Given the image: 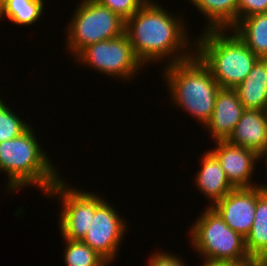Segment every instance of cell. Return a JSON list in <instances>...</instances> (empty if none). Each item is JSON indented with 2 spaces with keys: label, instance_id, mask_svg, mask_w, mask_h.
<instances>
[{
  "label": "cell",
  "instance_id": "obj_1",
  "mask_svg": "<svg viewBox=\"0 0 267 266\" xmlns=\"http://www.w3.org/2000/svg\"><path fill=\"white\" fill-rule=\"evenodd\" d=\"M163 8L156 1L148 0L125 21V34L143 65L162 62L165 58L169 61L167 65H171L195 55V47L191 48L195 41L188 42L184 19L179 15L174 17Z\"/></svg>",
  "mask_w": 267,
  "mask_h": 266
},
{
  "label": "cell",
  "instance_id": "obj_2",
  "mask_svg": "<svg viewBox=\"0 0 267 266\" xmlns=\"http://www.w3.org/2000/svg\"><path fill=\"white\" fill-rule=\"evenodd\" d=\"M34 132L30 126L18 137L0 142V171L8 176L7 191L37 185L45 195L62 177Z\"/></svg>",
  "mask_w": 267,
  "mask_h": 266
},
{
  "label": "cell",
  "instance_id": "obj_3",
  "mask_svg": "<svg viewBox=\"0 0 267 266\" xmlns=\"http://www.w3.org/2000/svg\"><path fill=\"white\" fill-rule=\"evenodd\" d=\"M164 69L170 99L205 127L221 89L210 69L196 54L190 59L164 66Z\"/></svg>",
  "mask_w": 267,
  "mask_h": 266
},
{
  "label": "cell",
  "instance_id": "obj_4",
  "mask_svg": "<svg viewBox=\"0 0 267 266\" xmlns=\"http://www.w3.org/2000/svg\"><path fill=\"white\" fill-rule=\"evenodd\" d=\"M205 30L195 39V54L210 69L220 88L234 89L259 59L231 30Z\"/></svg>",
  "mask_w": 267,
  "mask_h": 266
},
{
  "label": "cell",
  "instance_id": "obj_5",
  "mask_svg": "<svg viewBox=\"0 0 267 266\" xmlns=\"http://www.w3.org/2000/svg\"><path fill=\"white\" fill-rule=\"evenodd\" d=\"M203 211L189 230L193 248L203 257V262L253 263L245 246V238L232 230L209 205Z\"/></svg>",
  "mask_w": 267,
  "mask_h": 266
},
{
  "label": "cell",
  "instance_id": "obj_6",
  "mask_svg": "<svg viewBox=\"0 0 267 266\" xmlns=\"http://www.w3.org/2000/svg\"><path fill=\"white\" fill-rule=\"evenodd\" d=\"M77 6L67 27L65 42L73 57L91 44L125 33V20L96 0H81Z\"/></svg>",
  "mask_w": 267,
  "mask_h": 266
},
{
  "label": "cell",
  "instance_id": "obj_7",
  "mask_svg": "<svg viewBox=\"0 0 267 266\" xmlns=\"http://www.w3.org/2000/svg\"><path fill=\"white\" fill-rule=\"evenodd\" d=\"M71 187L70 184L68 187L61 177L45 196L55 197V199L59 197V201H62L61 206H63L59 215V229L63 236L62 239L79 241L87 234L95 210L105 199L97 193H89Z\"/></svg>",
  "mask_w": 267,
  "mask_h": 266
},
{
  "label": "cell",
  "instance_id": "obj_8",
  "mask_svg": "<svg viewBox=\"0 0 267 266\" xmlns=\"http://www.w3.org/2000/svg\"><path fill=\"white\" fill-rule=\"evenodd\" d=\"M74 59L77 63L90 66L101 74L117 76V79L120 77L123 81L131 80L138 74L139 68L144 66L136 57L125 33L118 38L100 41L83 48Z\"/></svg>",
  "mask_w": 267,
  "mask_h": 266
},
{
  "label": "cell",
  "instance_id": "obj_9",
  "mask_svg": "<svg viewBox=\"0 0 267 266\" xmlns=\"http://www.w3.org/2000/svg\"><path fill=\"white\" fill-rule=\"evenodd\" d=\"M117 213L113 205L105 200L95 210L87 234L82 239L110 264L115 260L119 245L127 230L125 219Z\"/></svg>",
  "mask_w": 267,
  "mask_h": 266
},
{
  "label": "cell",
  "instance_id": "obj_10",
  "mask_svg": "<svg viewBox=\"0 0 267 266\" xmlns=\"http://www.w3.org/2000/svg\"><path fill=\"white\" fill-rule=\"evenodd\" d=\"M257 199L258 186L234 188L212 208L232 230L246 238L253 225Z\"/></svg>",
  "mask_w": 267,
  "mask_h": 266
},
{
  "label": "cell",
  "instance_id": "obj_11",
  "mask_svg": "<svg viewBox=\"0 0 267 266\" xmlns=\"http://www.w3.org/2000/svg\"><path fill=\"white\" fill-rule=\"evenodd\" d=\"M215 149L209 150L220 162L229 182L235 188H250L258 186L252 183L258 154L248 148L230 144L227 140L215 141Z\"/></svg>",
  "mask_w": 267,
  "mask_h": 266
},
{
  "label": "cell",
  "instance_id": "obj_12",
  "mask_svg": "<svg viewBox=\"0 0 267 266\" xmlns=\"http://www.w3.org/2000/svg\"><path fill=\"white\" fill-rule=\"evenodd\" d=\"M245 110L234 89L221 88L215 100L214 111L205 130L214 141L227 140ZM207 128V129H206Z\"/></svg>",
  "mask_w": 267,
  "mask_h": 266
},
{
  "label": "cell",
  "instance_id": "obj_13",
  "mask_svg": "<svg viewBox=\"0 0 267 266\" xmlns=\"http://www.w3.org/2000/svg\"><path fill=\"white\" fill-rule=\"evenodd\" d=\"M227 141L259 154L267 144V111L245 109Z\"/></svg>",
  "mask_w": 267,
  "mask_h": 266
},
{
  "label": "cell",
  "instance_id": "obj_14",
  "mask_svg": "<svg viewBox=\"0 0 267 266\" xmlns=\"http://www.w3.org/2000/svg\"><path fill=\"white\" fill-rule=\"evenodd\" d=\"M201 169L197 171L195 186L211 201L210 207L235 187L229 182L217 158L208 150L203 154Z\"/></svg>",
  "mask_w": 267,
  "mask_h": 266
},
{
  "label": "cell",
  "instance_id": "obj_15",
  "mask_svg": "<svg viewBox=\"0 0 267 266\" xmlns=\"http://www.w3.org/2000/svg\"><path fill=\"white\" fill-rule=\"evenodd\" d=\"M234 90L245 109L267 111V58H259Z\"/></svg>",
  "mask_w": 267,
  "mask_h": 266
},
{
  "label": "cell",
  "instance_id": "obj_16",
  "mask_svg": "<svg viewBox=\"0 0 267 266\" xmlns=\"http://www.w3.org/2000/svg\"><path fill=\"white\" fill-rule=\"evenodd\" d=\"M232 30L259 58H267V12L240 19Z\"/></svg>",
  "mask_w": 267,
  "mask_h": 266
},
{
  "label": "cell",
  "instance_id": "obj_17",
  "mask_svg": "<svg viewBox=\"0 0 267 266\" xmlns=\"http://www.w3.org/2000/svg\"><path fill=\"white\" fill-rule=\"evenodd\" d=\"M208 21L205 30H230L237 23L238 0H189Z\"/></svg>",
  "mask_w": 267,
  "mask_h": 266
},
{
  "label": "cell",
  "instance_id": "obj_18",
  "mask_svg": "<svg viewBox=\"0 0 267 266\" xmlns=\"http://www.w3.org/2000/svg\"><path fill=\"white\" fill-rule=\"evenodd\" d=\"M249 256L254 259L267 249V189L258 185V199L250 233L245 238Z\"/></svg>",
  "mask_w": 267,
  "mask_h": 266
},
{
  "label": "cell",
  "instance_id": "obj_19",
  "mask_svg": "<svg viewBox=\"0 0 267 266\" xmlns=\"http://www.w3.org/2000/svg\"><path fill=\"white\" fill-rule=\"evenodd\" d=\"M43 0H7L0 6V20L7 18L19 26L38 22L44 9Z\"/></svg>",
  "mask_w": 267,
  "mask_h": 266
},
{
  "label": "cell",
  "instance_id": "obj_20",
  "mask_svg": "<svg viewBox=\"0 0 267 266\" xmlns=\"http://www.w3.org/2000/svg\"><path fill=\"white\" fill-rule=\"evenodd\" d=\"M65 240L64 262L67 266H109V263L82 240Z\"/></svg>",
  "mask_w": 267,
  "mask_h": 266
},
{
  "label": "cell",
  "instance_id": "obj_21",
  "mask_svg": "<svg viewBox=\"0 0 267 266\" xmlns=\"http://www.w3.org/2000/svg\"><path fill=\"white\" fill-rule=\"evenodd\" d=\"M6 104L0 98V142L18 137L31 126Z\"/></svg>",
  "mask_w": 267,
  "mask_h": 266
},
{
  "label": "cell",
  "instance_id": "obj_22",
  "mask_svg": "<svg viewBox=\"0 0 267 266\" xmlns=\"http://www.w3.org/2000/svg\"><path fill=\"white\" fill-rule=\"evenodd\" d=\"M108 7L125 21L139 10L148 0H96Z\"/></svg>",
  "mask_w": 267,
  "mask_h": 266
},
{
  "label": "cell",
  "instance_id": "obj_23",
  "mask_svg": "<svg viewBox=\"0 0 267 266\" xmlns=\"http://www.w3.org/2000/svg\"><path fill=\"white\" fill-rule=\"evenodd\" d=\"M267 12V0H238L237 22L257 13Z\"/></svg>",
  "mask_w": 267,
  "mask_h": 266
},
{
  "label": "cell",
  "instance_id": "obj_24",
  "mask_svg": "<svg viewBox=\"0 0 267 266\" xmlns=\"http://www.w3.org/2000/svg\"><path fill=\"white\" fill-rule=\"evenodd\" d=\"M147 264V266H186L184 260L180 259L178 255L166 253L164 250L156 254L154 252V254L149 257Z\"/></svg>",
  "mask_w": 267,
  "mask_h": 266
},
{
  "label": "cell",
  "instance_id": "obj_25",
  "mask_svg": "<svg viewBox=\"0 0 267 266\" xmlns=\"http://www.w3.org/2000/svg\"><path fill=\"white\" fill-rule=\"evenodd\" d=\"M254 266H267V249L253 259Z\"/></svg>",
  "mask_w": 267,
  "mask_h": 266
},
{
  "label": "cell",
  "instance_id": "obj_26",
  "mask_svg": "<svg viewBox=\"0 0 267 266\" xmlns=\"http://www.w3.org/2000/svg\"><path fill=\"white\" fill-rule=\"evenodd\" d=\"M202 266H254L253 263H245V264H222V263H204Z\"/></svg>",
  "mask_w": 267,
  "mask_h": 266
},
{
  "label": "cell",
  "instance_id": "obj_27",
  "mask_svg": "<svg viewBox=\"0 0 267 266\" xmlns=\"http://www.w3.org/2000/svg\"><path fill=\"white\" fill-rule=\"evenodd\" d=\"M258 157H259V160H258V162L260 161V160H262L264 157H266L265 159L266 160H264V161H266L265 162V164H266V175H267V144H266V146H265V148L258 154ZM260 186H262L263 188H265V189H267V185L264 183V184H260Z\"/></svg>",
  "mask_w": 267,
  "mask_h": 266
},
{
  "label": "cell",
  "instance_id": "obj_28",
  "mask_svg": "<svg viewBox=\"0 0 267 266\" xmlns=\"http://www.w3.org/2000/svg\"><path fill=\"white\" fill-rule=\"evenodd\" d=\"M7 0H0V6L4 3V2H6Z\"/></svg>",
  "mask_w": 267,
  "mask_h": 266
}]
</instances>
